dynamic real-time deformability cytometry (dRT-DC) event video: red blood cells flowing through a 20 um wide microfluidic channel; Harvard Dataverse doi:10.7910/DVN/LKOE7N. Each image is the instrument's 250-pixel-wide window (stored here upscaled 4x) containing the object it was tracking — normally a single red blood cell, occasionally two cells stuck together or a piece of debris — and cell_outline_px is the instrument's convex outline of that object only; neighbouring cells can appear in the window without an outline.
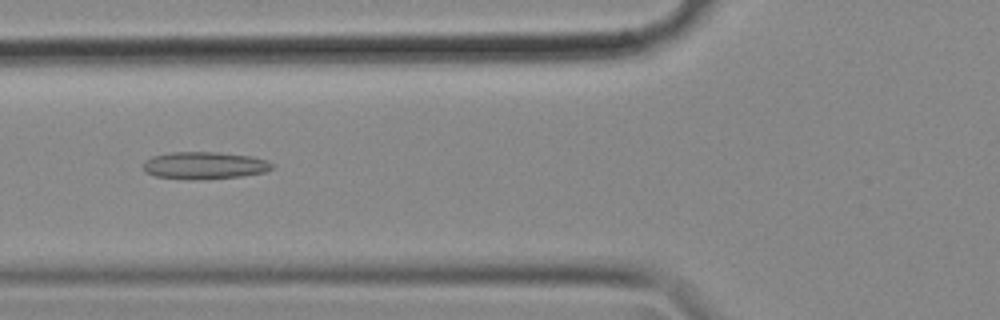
{"species": "common noctule bat (a hibernating species)", "species_latin": "Nyctalus noctula", "temperature_condition": "cold", "stored_images_in_passage": 56, "camera_frame_rate_fps": 3000, "um_per_image_px": 0.085, "animal": {"sex": "female", "body_mass_g": 18.4}, "frame": {"image": 1, "passage_image": 21, "time_ms": 6.667, "image_size_px": [1000, 320], "cell_outline_px": [[276, 164], [272, 168], [264, 172], [244, 176], [204, 180], [188, 180], [156, 176], [144, 172], [140, 164], [144, 160], [152, 156], [172, 152], [216, 152], [252, 156], [268, 160]], "centroid_in_image_um": [17.36, 14.07], "position_along_channel_um": 108.4, "area_um2": 21.04}}
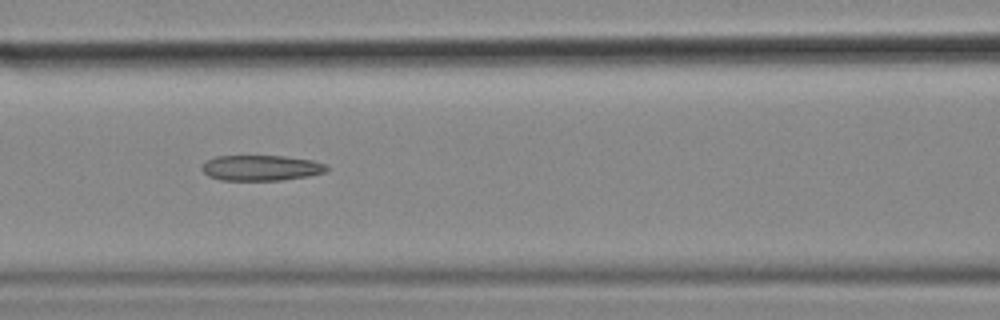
{"frame": {"image": 2, "passage_image": 24, "time_ms": 7.667, "image_size_px": [1000, 320], "cell_outline_px": [[328, 168], [324, 172], [308, 176], [280, 180], [220, 180], [208, 176], [200, 168], [208, 160], [216, 156], [284, 156], [312, 160], [324, 164]], "centroid_in_image_um": [22.17, 14.27], "position_along_channel_um": 144.4, "area_um2": 18.38}}
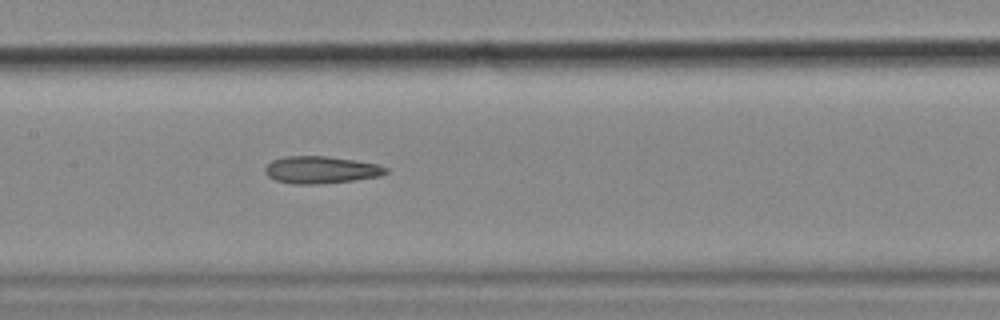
{"frame": {"image": 3, "passage_image": 27, "time_ms": 8.667, "image_size_px": [1000, 320], "cell_outline_px": [[388, 172], [380, 176], [352, 180], [316, 184], [292, 184], [276, 180], [268, 176], [264, 172], [264, 168], [272, 160], [288, 156], [328, 156], [356, 160], [380, 164], [388, 168]], "centroid_in_image_um": [27.3, 14.43], "position_along_channel_um": 180.1, "area_um2": 19.19}, "authors_computed_cell_mechanics": {"area_um2": 20.23, "velocity_mm_per_s": 3.5682, "shape_relaxation_time_tau1_ms": null, "shape_relaxation_time_tau2_ms": 7.417, "deformation_change_tau1": null, "deformation_change_tau2": 0.2067}}